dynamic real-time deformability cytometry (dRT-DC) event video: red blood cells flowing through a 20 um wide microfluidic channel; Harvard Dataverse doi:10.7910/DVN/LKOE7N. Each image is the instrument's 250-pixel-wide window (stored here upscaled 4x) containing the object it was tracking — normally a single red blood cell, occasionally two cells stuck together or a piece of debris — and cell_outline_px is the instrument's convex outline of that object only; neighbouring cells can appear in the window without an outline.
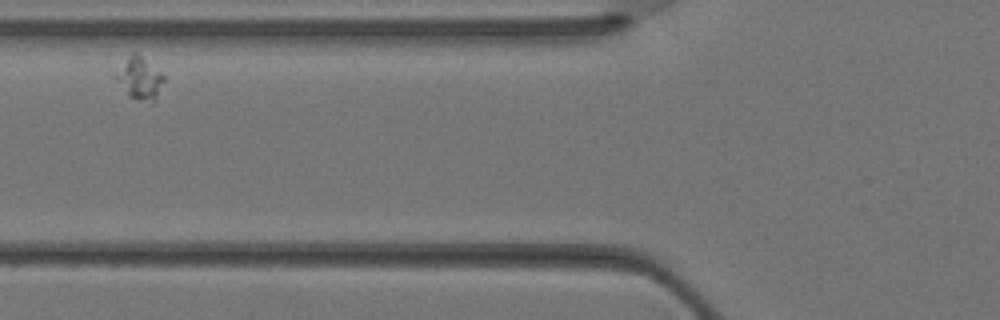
{"species": "Egyptian fruit bat (a non-hibernating species)", "species_latin": "Rousettus aegyptiacus", "temperature_condition": "warm", "stored_images_in_passage": 21, "camera_frame_rate_fps": 3000, "um_per_image_px": 0.085, "animal": {"sex": "female"}, "frame": {"image": 1, "passage_image": 4, "time_ms": 1.0, "image_size_px": [1000, 320], "cell_outline_px": [[164, 80], [152, 104], [136, 100], [128, 96], [112, 76], [128, 56], [132, 52], [136, 52], [160, 72], [164, 76]], "centroid_in_image_um": [11.82, 6.68], "position_along_channel_um": 114.0, "area_um2": 11.79}}
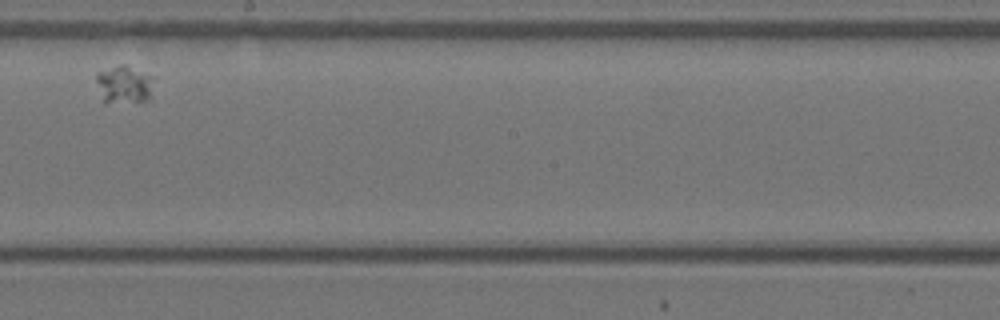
{"frame": {"image": 2, "passage_image": 12, "time_ms": 3.667, "image_size_px": [1000, 320], "cell_outline_px": [[152, 76], [148, 96], [140, 104], [104, 104], [96, 80], [96, 76], [100, 72], [120, 64], [128, 64]], "centroid_in_image_um": [10.51, 7.23], "position_along_channel_um": 237.7, "area_um2": 12.83}}
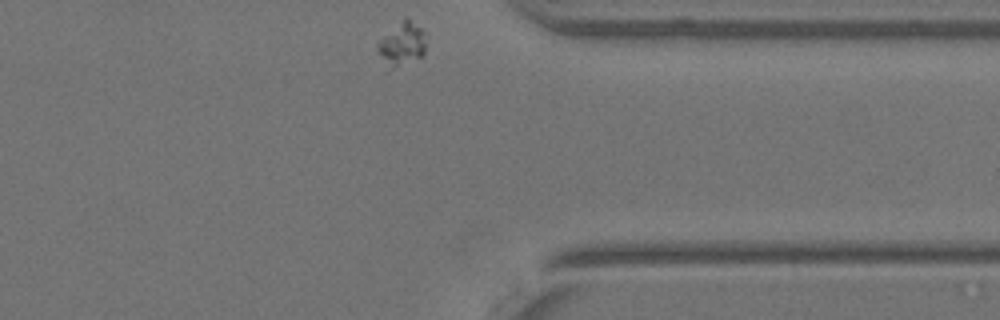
{"frame": {"image": 3, "passage_image": 21, "time_ms": 6.667, "image_size_px": [1000, 320], "cell_outline_px": [[428, 36], [424, 56], [392, 68], [376, 48], [376, 44], [404, 16], [420, 28]], "centroid_in_image_um": [34.24, 3.69], "position_along_channel_um": 377.2, "area_um2": 11.91}}